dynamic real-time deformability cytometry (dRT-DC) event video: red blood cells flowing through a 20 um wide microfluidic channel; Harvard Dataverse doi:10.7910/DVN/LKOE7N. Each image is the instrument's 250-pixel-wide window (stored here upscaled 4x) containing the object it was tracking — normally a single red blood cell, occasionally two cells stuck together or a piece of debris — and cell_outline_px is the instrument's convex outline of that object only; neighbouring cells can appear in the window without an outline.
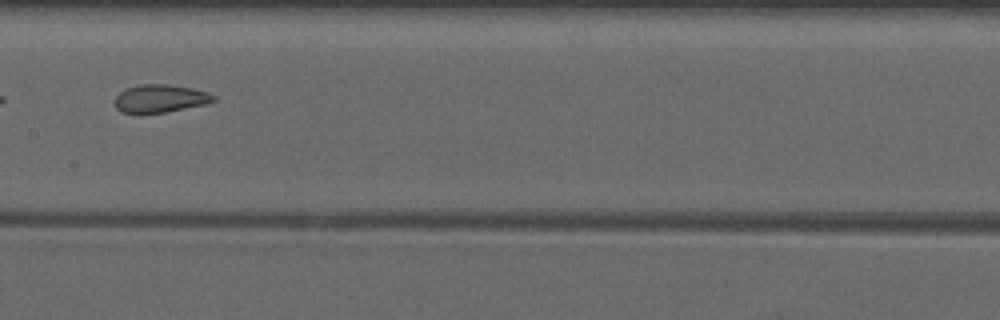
{"species": "common noctule bat (a hibernating species)", "species_latin": "Nyctalus noctula", "temperature_condition": "warm", "stored_images_in_passage": 4, "camera_frame_rate_fps": 3000, "um_per_image_px": 0.085, "animal": {"sex": "male", "forearm_length_mm": 52.5}, "frame": {"image": 1, "passage_image": 4, "time_ms": 3.333, "image_size_px": [1000, 320], "cell_outline_px": [[216, 100], [208, 104], [164, 112], [120, 112], [116, 108], [112, 100], [124, 88], [140, 84], [164, 84], [192, 88], [208, 92], [216, 96]], "centroid_in_image_um": [13.61, 8.36], "position_along_channel_um": 193.8, "area_um2": 16.13}}